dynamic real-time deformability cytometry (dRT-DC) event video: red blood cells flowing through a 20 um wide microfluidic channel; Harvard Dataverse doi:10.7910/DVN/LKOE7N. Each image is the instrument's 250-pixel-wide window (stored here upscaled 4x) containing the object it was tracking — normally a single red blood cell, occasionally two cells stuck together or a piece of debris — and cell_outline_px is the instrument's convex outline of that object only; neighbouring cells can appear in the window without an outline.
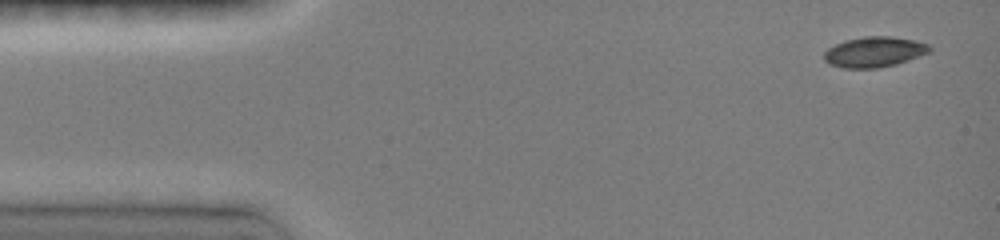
{"species": "common noctule bat (a hibernating species)", "species_latin": "Nyctalus noctula", "temperature_condition": "room temperature", "stored_images_in_passage": 4, "camera_frame_rate_fps": 3000, "um_per_image_px": 0.085, "animal": {"sex": "female", "body_mass_g": 19.0, "forearm_length_mm": 51.5}, "frame": {"image": 1, "passage_image": 1, "time_ms": 0.0, "image_size_px": [1000, 240], "cell_outline_px": [[932, 52], [896, 64], [876, 68], [844, 68], [828, 64], [824, 60], [824, 52], [828, 48], [844, 40], [864, 36], [892, 36], [916, 40], [928, 44], [932, 48]], "centroid_in_image_um": [74.33, 4.41], "position_along_channel_um": 10.7, "area_um2": 18.9}}
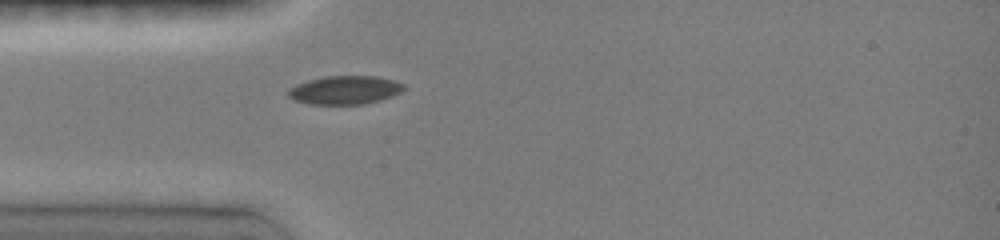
{"frame": {"image": 2, "passage_image": 4, "time_ms": 3.667, "image_size_px": [1000, 240], "cell_outline_px": [[404, 88], [400, 92], [392, 96], [380, 100], [364, 104], [308, 104], [292, 100], [288, 96], [288, 88], [296, 84], [308, 80], [324, 76], [376, 76], [392, 80], [404, 84]], "centroid_in_image_um": [29.26, 7.65], "position_along_channel_um": 55.7, "area_um2": 19.25}}